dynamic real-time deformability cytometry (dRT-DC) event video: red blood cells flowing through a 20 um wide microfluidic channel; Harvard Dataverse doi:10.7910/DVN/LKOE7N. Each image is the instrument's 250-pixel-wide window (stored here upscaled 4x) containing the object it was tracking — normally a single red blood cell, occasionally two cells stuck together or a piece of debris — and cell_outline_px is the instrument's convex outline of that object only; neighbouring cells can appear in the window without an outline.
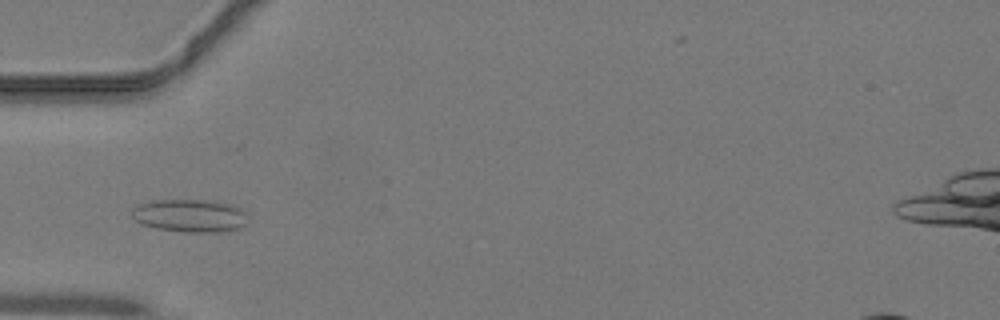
{"species": "common noctule bat (a hibernating species)", "species_latin": "Nyctalus noctula", "temperature_condition": "warm", "stored_images_in_passage": 38, "camera_frame_rate_fps": 3000, "um_per_image_px": 0.085, "animal": {"sex": "male", "body_mass_g": 19.2, "forearm_length_mm": 51.8}, "frame": {"image": 1, "passage_image": 8, "time_ms": 2.333, "image_size_px": [1000, 320], "cell_outline_px": [[248, 224], [240, 228], [216, 232], [184, 232], [156, 228], [140, 224], [132, 216], [132, 208], [136, 204], [148, 200], [212, 200], [232, 204], [240, 208], [244, 212]], "centroid_in_image_um": [16.12, 18.32], "position_along_channel_um": 68.9, "area_um2": 22.54}}
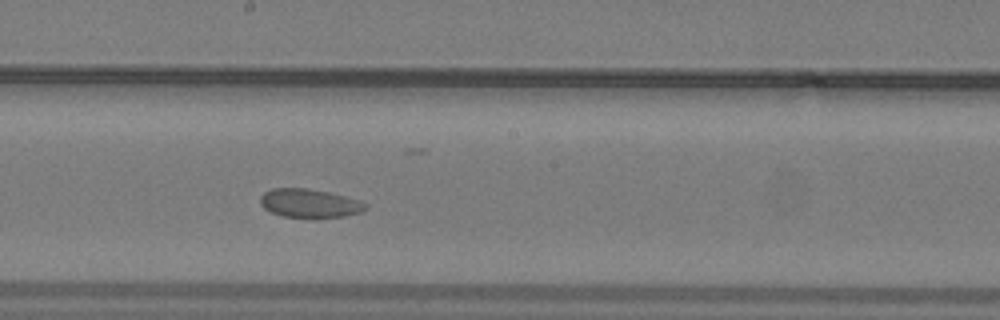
{"frame": {"image": 2, "passage_image": 18, "time_ms": 5.667, "image_size_px": [1000, 320], "cell_outline_px": [[368, 208], [360, 212], [344, 216], [280, 216], [264, 208], [260, 204], [260, 196], [264, 192], [272, 188], [308, 188], [328, 192], [360, 200], [368, 204]], "centroid_in_image_um": [26.3, 17.25], "position_along_channel_um": 221.9, "area_um2": 17.28}}
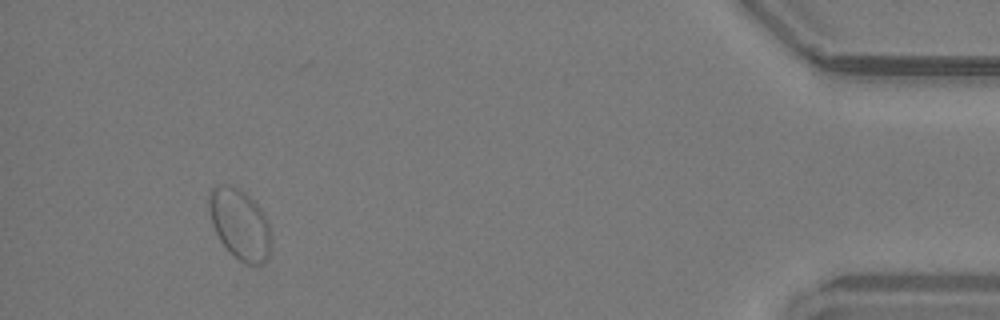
{"frame": {"image": 3, "passage_image": 35, "time_ms": 11.333, "image_size_px": [1000, 320], "cell_outline_px": [[272, 244], [268, 256], [260, 264], [248, 264], [240, 260], [220, 240], [212, 224], [208, 208], [208, 192], [212, 188], [220, 184], [232, 184], [240, 188], [260, 208], [268, 224], [272, 236]], "centroid_in_image_um": [20.37, 19.01], "position_along_channel_um": 414.8, "area_um2": 25.37}}